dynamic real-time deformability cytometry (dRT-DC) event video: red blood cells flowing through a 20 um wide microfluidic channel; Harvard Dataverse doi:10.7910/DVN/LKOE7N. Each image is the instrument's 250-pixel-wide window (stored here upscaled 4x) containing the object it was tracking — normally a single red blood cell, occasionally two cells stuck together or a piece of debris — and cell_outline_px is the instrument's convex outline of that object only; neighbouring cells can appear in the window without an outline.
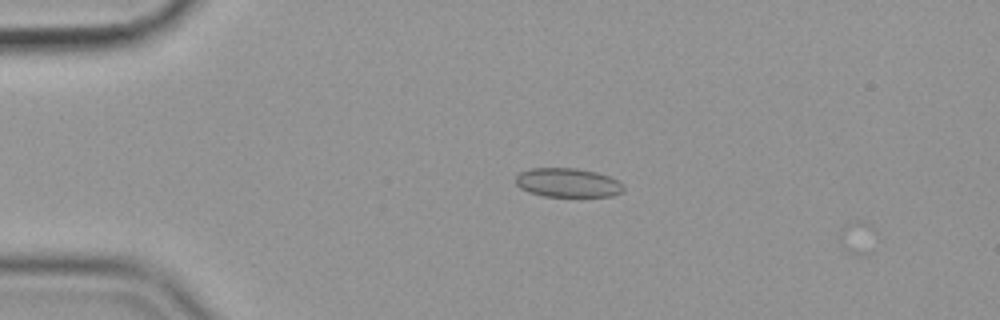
{"species": "common noctule bat (a hibernating species)", "species_latin": "Nyctalus noctula", "temperature_condition": "cold", "stored_images_in_passage": 4, "camera_frame_rate_fps": 3000, "um_per_image_px": 0.085, "animal": {"sex": "female", "body_mass_g": 19.9}, "frame": {"image": 1, "passage_image": 2, "time_ms": 0.333, "image_size_px": [1000, 320], "cell_outline_px": [[624, 192], [612, 196], [544, 196], [528, 192], [520, 188], [516, 184], [516, 176], [520, 172], [532, 168], [576, 168], [596, 172], [620, 180], [624, 184]], "centroid_in_image_um": [48.29, 15.53], "position_along_channel_um": 36.7, "area_um2": 18.38}}